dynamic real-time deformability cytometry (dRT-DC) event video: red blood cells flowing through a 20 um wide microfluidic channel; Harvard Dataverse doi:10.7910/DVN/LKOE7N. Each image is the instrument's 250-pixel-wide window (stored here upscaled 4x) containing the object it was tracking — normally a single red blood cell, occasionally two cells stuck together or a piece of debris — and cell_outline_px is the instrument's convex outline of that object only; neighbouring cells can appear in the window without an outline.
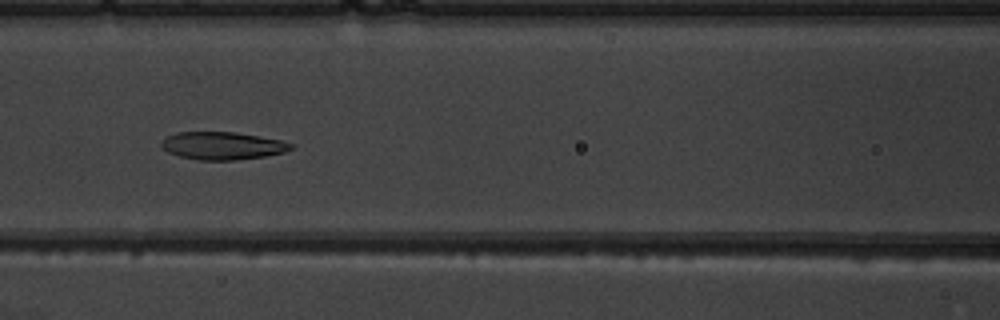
{"species": "common noctule bat (a hibernating species)", "species_latin": "Nyctalus noctula", "temperature_condition": "warm", "stored_images_in_passage": 7, "camera_frame_rate_fps": 3000, "um_per_image_px": 0.085, "animal": {"sex": "male", "body_mass_g": 19.5, "forearm_length_mm": 54.6}, "frame": {"image": 1, "passage_image": 7, "time_ms": 7.0, "image_size_px": [1000, 320], "cell_outline_px": [[296, 148], [284, 152], [264, 156], [232, 160], [196, 160], [180, 156], [168, 152], [160, 144], [168, 136], [176, 132], [236, 132], [260, 136], [280, 140], [296, 144]], "centroid_in_image_um": [18.96, 12.38], "position_along_channel_um": 147.6, "area_um2": 20.92}}